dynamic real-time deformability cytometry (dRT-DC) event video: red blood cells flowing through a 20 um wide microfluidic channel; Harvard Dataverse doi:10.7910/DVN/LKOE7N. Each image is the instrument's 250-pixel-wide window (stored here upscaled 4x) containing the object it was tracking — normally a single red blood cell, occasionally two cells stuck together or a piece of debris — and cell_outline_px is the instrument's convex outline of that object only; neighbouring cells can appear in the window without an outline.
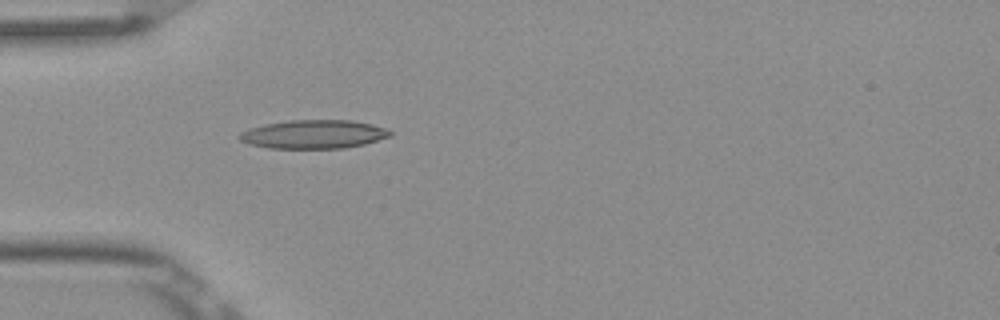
{"species": "Egyptian fruit bat (a non-hibernating species)", "species_latin": "Rousettus aegyptiacus", "temperature_condition": "room temperature", "stored_images_in_passage": 2, "camera_frame_rate_fps": 3000, "um_per_image_px": 0.085, "frame": {"image": 1, "passage_image": 2, "time_ms": 0.333, "image_size_px": [1000, 320], "cell_outline_px": [[392, 136], [364, 144], [344, 148], [268, 148], [248, 144], [240, 140], [236, 136], [240, 132], [248, 128], [264, 124], [288, 120], [352, 120], [372, 124], [384, 128], [392, 132]], "centroid_in_image_um": [26.62, 11.41], "position_along_channel_um": 58.4, "area_um2": 25.32}}